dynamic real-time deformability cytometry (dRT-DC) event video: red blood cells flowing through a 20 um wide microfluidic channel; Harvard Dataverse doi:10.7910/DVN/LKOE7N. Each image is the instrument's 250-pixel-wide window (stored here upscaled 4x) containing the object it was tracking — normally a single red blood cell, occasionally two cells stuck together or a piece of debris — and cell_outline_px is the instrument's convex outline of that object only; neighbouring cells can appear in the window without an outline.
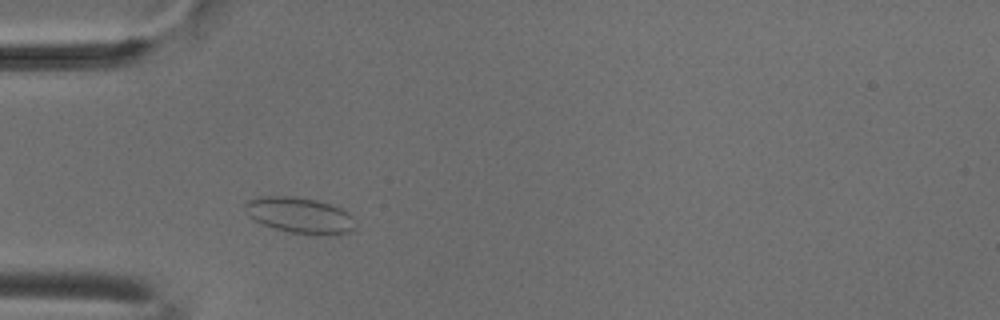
{"species": "common noctule bat (a hibernating species)", "species_latin": "Nyctalus noctula", "temperature_condition": "cold", "stored_images_in_passage": 11, "camera_frame_rate_fps": 3000, "um_per_image_px": 0.085, "animal": {"sex": "male", "body_mass_g": 18.8}, "frame": {"image": 1, "passage_image": 5, "time_ms": 1.333, "image_size_px": [1000, 320], "cell_outline_px": [[352, 228], [348, 232], [336, 236], [308, 236], [288, 232], [272, 228], [260, 224], [248, 216], [244, 208], [244, 204], [248, 200], [260, 196], [292, 196], [316, 200], [332, 204], [348, 212], [352, 216]], "centroid_in_image_um": [25.44, 18.33], "position_along_channel_um": 59.6, "area_um2": 23.64}}
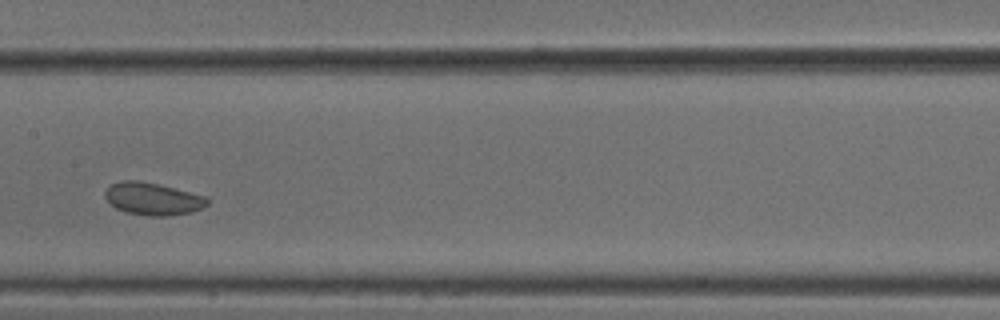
{"frame": {"image": 2, "passage_image": 8, "time_ms": 2.333, "image_size_px": [1000, 320], "cell_outline_px": [[208, 204], [204, 208], [192, 212], [168, 216], [148, 216], [124, 212], [116, 208], [104, 196], [104, 192], [112, 184], [124, 180], [140, 180], [204, 196], [208, 200]], "centroid_in_image_um": [12.98, 16.92], "position_along_channel_um": 194.4, "area_um2": 19.13}}
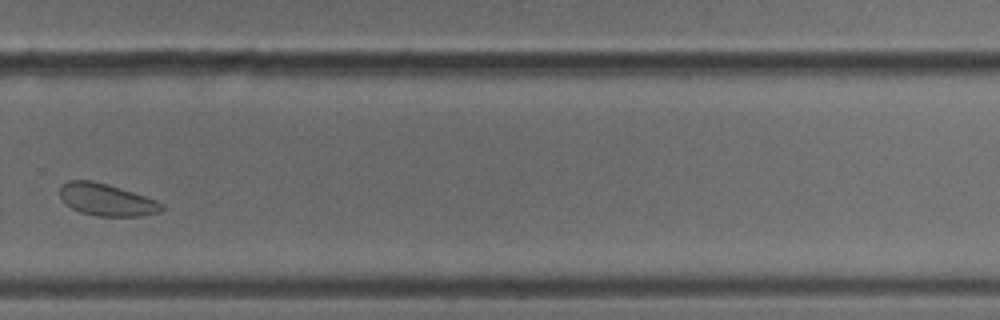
{"frame": {"image": 3, "passage_image": 11, "time_ms": 3.333, "image_size_px": [1000, 320], "cell_outline_px": [[164, 208], [160, 212], [140, 216], [96, 216], [80, 212], [64, 204], [60, 196], [60, 188], [68, 180], [92, 180], [108, 184], [156, 200], [164, 204]], "centroid_in_image_um": [9.05, 16.98], "position_along_channel_um": 320.8, "area_um2": 19.07}}